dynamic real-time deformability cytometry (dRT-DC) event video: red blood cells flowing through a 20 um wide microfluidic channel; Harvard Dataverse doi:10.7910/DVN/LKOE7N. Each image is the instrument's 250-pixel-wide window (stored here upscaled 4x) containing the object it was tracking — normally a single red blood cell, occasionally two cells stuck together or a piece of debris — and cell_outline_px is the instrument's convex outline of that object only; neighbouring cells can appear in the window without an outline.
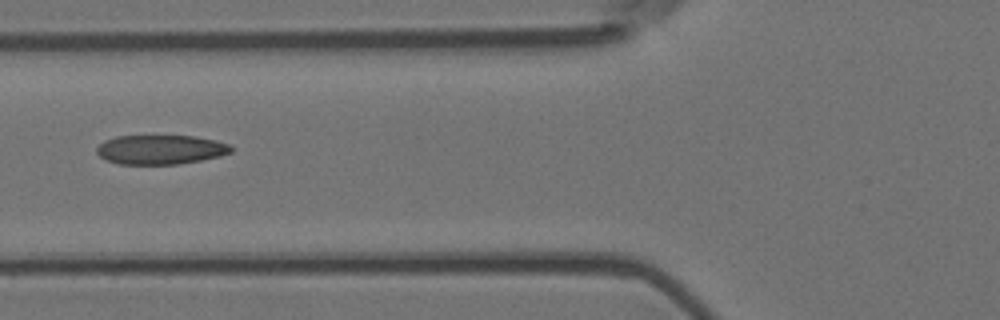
{"species": "Egyptian fruit bat (a non-hibernating species)", "species_latin": "Rousettus aegyptiacus", "temperature_condition": "room temperature", "stored_images_in_passage": 6, "camera_frame_rate_fps": 3000, "um_per_image_px": 0.085, "animal": {"sex": "female"}, "frame": {"image": 1, "passage_image": 6, "time_ms": 1.667, "image_size_px": [1000, 320], "cell_outline_px": [[232, 152], [220, 156], [180, 164], [120, 164], [108, 160], [100, 156], [96, 152], [96, 148], [104, 140], [116, 136], [196, 136], [216, 140], [228, 144], [232, 148]], "centroid_in_image_um": [13.65, 12.71], "position_along_channel_um": 112.1, "area_um2": 22.95}}